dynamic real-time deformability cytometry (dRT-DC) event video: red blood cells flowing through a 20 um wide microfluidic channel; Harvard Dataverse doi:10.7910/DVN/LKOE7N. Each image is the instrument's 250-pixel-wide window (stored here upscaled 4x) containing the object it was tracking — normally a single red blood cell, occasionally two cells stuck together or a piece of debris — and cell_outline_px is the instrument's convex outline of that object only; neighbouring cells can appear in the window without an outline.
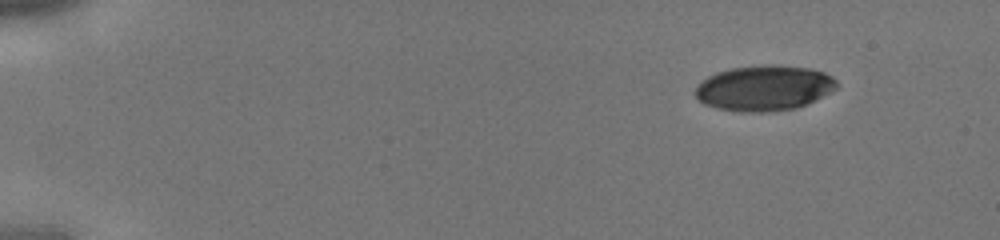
{"species": "human", "species_latin": "Homo sapiens", "temperature_condition": "cold", "stored_images_in_passage": 29, "camera_frame_rate_fps": 3000, "um_per_image_px": 0.085, "donor": {"sex": "male"}, "frame": {"image": 1, "passage_image": 1, "time_ms": 0.0, "image_size_px": [1000, 240], "cell_outline_px": [[840, 84], [836, 88], [796, 108], [768, 112], [736, 112], [716, 108], [704, 104], [692, 92], [696, 84], [708, 76], [716, 72], [732, 68], [808, 68], [824, 72], [832, 76]], "centroid_in_image_um": [64.87, 7.54], "position_along_channel_um": 20.1, "area_um2": 36.36}}
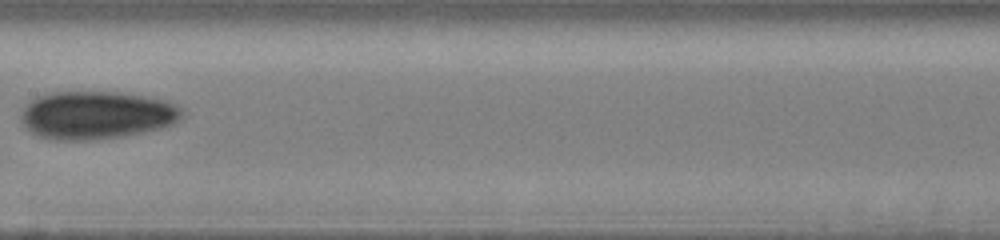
{"frame": {"image": 2, "passage_image": 17, "time_ms": 5.333, "image_size_px": [1000, 240], "cell_outline_px": [[184, 116], [172, 124], [160, 128], [144, 132], [120, 136], [88, 140], [56, 140], [40, 136], [32, 132], [20, 120], [20, 112], [36, 96], [52, 92], [120, 92], [168, 100], [184, 108]], "centroid_in_image_um": [8.24, 9.77], "position_along_channel_um": 199.2, "area_um2": 45.08}}
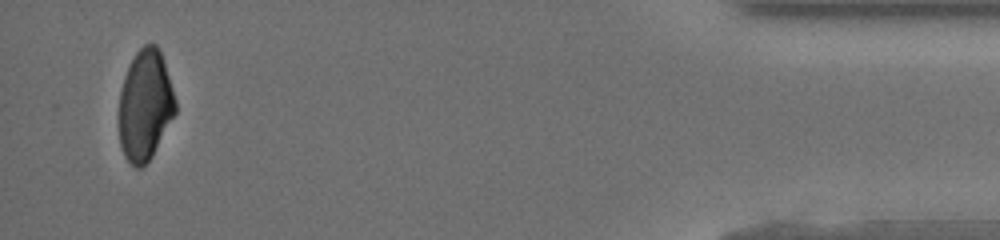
{"frame": {"image": 3, "passage_image": 29, "time_ms": 9.333, "image_size_px": [1000, 240], "cell_outline_px": [[176, 112], [152, 156], [140, 168], [136, 168], [124, 156], [120, 144], [120, 92], [124, 76], [136, 52], [144, 44], [156, 44], [164, 60], [176, 100]], "centroid_in_image_um": [12.35, 8.94], "position_along_channel_um": 422.9, "area_um2": 36.01}}